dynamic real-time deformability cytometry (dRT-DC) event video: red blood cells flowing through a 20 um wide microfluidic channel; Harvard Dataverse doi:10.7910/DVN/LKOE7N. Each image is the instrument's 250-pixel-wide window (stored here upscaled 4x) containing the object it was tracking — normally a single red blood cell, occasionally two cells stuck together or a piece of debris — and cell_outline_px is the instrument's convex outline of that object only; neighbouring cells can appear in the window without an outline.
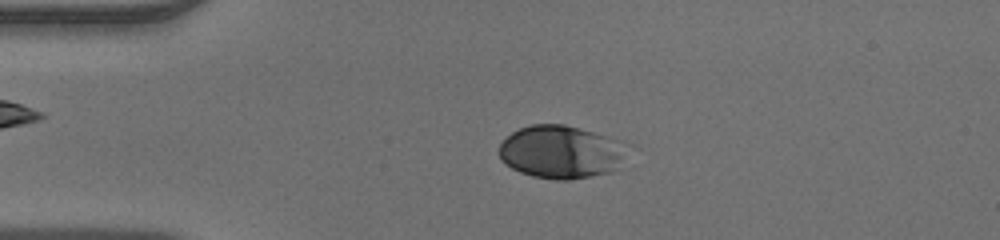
{"species": "human", "species_latin": "Homo sapiens", "temperature_condition": "warm", "stored_images_in_passage": 48, "camera_frame_rate_fps": 3000, "um_per_image_px": 0.085, "donor": {"sex": "male"}, "frame": {"image": 1, "passage_image": 10, "time_ms": 3.0, "image_size_px": [1000, 240], "cell_outline_px": [[632, 144], [612, 168], [608, 172], [592, 176], [568, 180], [556, 180], [532, 176], [520, 172], [512, 168], [500, 160], [500, 144], [512, 132], [520, 128], [532, 124], [564, 124], [624, 140]], "centroid_in_image_um": [47.68, 12.9], "position_along_channel_um": 37.3, "area_um2": 39.54}}
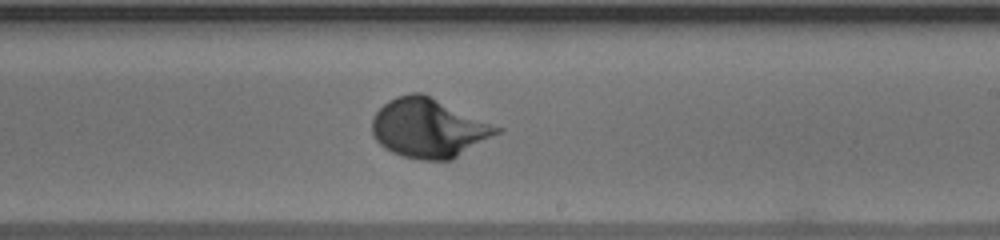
{"frame": {"image": 2, "passage_image": 28, "time_ms": 9.0, "image_size_px": [1000, 240], "cell_outline_px": [[504, 128], [500, 132], [452, 160], [420, 160], [404, 156], [392, 152], [384, 148], [376, 140], [372, 132], [372, 120], [376, 112], [388, 100], [396, 96], [412, 92], [420, 92]], "centroid_in_image_um": [36.43, 10.89], "position_along_channel_um": 252.6, "area_um2": 42.77}}
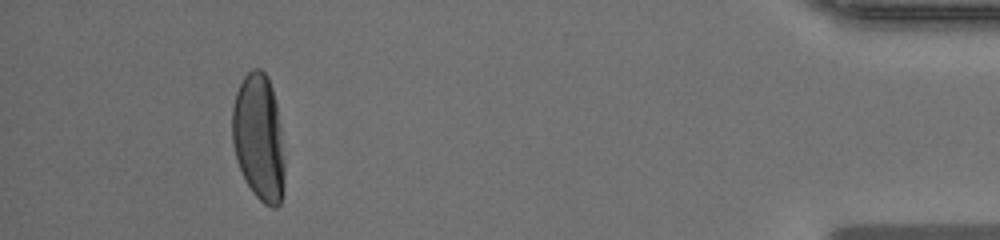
{"frame": {"image": 3, "passage_image": 44, "time_ms": 14.333, "image_size_px": [1000, 240], "cell_outline_px": [[284, 188], [280, 204], [276, 208], [272, 208], [264, 204], [252, 192], [236, 160], [232, 140], [232, 108], [236, 92], [244, 76], [252, 68], [260, 68], [268, 76], [272, 88], [276, 104], [280, 128], [284, 160]], "centroid_in_image_um": [21.99, 11.7], "position_along_channel_um": 413.2, "area_um2": 38.73}}